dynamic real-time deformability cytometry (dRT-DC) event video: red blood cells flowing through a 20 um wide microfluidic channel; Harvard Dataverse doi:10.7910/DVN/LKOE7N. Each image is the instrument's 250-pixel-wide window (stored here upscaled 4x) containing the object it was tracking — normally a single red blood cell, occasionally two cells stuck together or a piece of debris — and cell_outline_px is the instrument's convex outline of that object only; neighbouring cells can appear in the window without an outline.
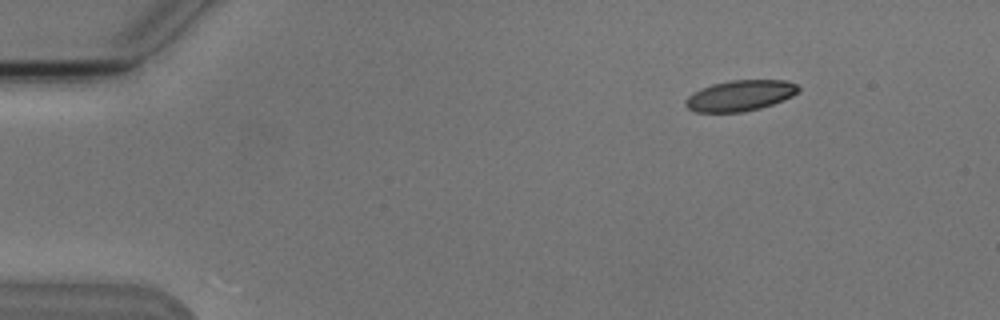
{"species": "Egyptian fruit bat (a non-hibernating species)", "species_latin": "Rousettus aegyptiacus", "temperature_condition": "cold", "stored_images_in_passage": 5, "camera_frame_rate_fps": 3000, "um_per_image_px": 0.085, "animal": {"sex": "male"}, "frame": {"image": 1, "passage_image": 1, "time_ms": 0.0, "image_size_px": [1000, 320], "cell_outline_px": [[800, 92], [792, 96], [772, 104], [760, 108], [744, 112], [696, 112], [688, 108], [684, 104], [684, 100], [692, 92], [712, 84], [732, 80], [784, 80], [796, 84], [800, 88]], "centroid_in_image_um": [62.9, 8.12], "position_along_channel_um": 22.1, "area_um2": 20.29}}
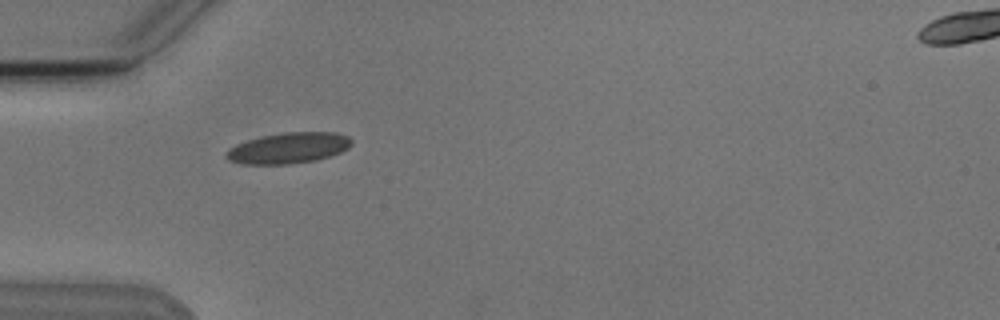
{"frame": {"image": 2, "passage_image": 4, "time_ms": 3.333, "image_size_px": [1000, 320], "cell_outline_px": [[352, 144], [348, 148], [340, 152], [316, 160], [288, 164], [244, 164], [228, 160], [224, 156], [224, 152], [228, 148], [236, 144], [248, 140], [264, 136], [284, 132], [336, 132], [348, 136], [352, 140]], "centroid_in_image_um": [24.5, 12.58], "position_along_channel_um": 60.5, "area_um2": 22.54}}